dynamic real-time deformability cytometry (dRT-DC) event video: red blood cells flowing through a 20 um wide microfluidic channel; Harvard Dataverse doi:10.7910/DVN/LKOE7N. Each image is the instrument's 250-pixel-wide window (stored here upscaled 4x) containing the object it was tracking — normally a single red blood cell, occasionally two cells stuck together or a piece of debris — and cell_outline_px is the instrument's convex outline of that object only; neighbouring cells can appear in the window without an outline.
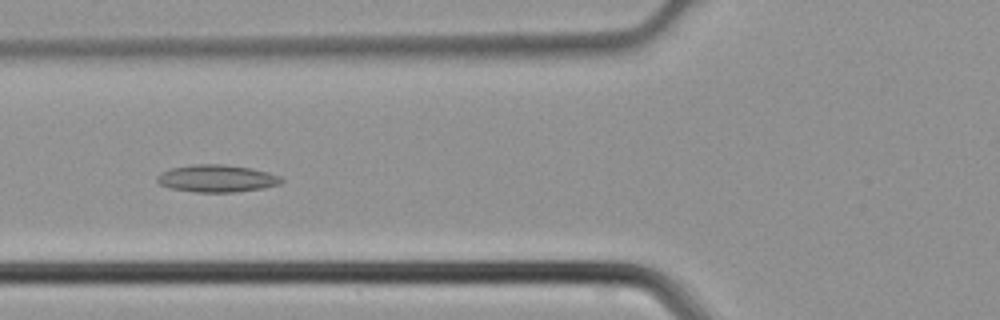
{"species": "common noctule bat (a hibernating species)", "species_latin": "Nyctalus noctula", "temperature_condition": "cold", "stored_images_in_passage": 42, "camera_frame_rate_fps": 3000, "um_per_image_px": 0.085, "animal": {"sex": "male", "body_mass_g": 21.5, "forearm_length_mm": 52.0}, "frame": {"image": 1, "passage_image": 18, "time_ms": 5.667, "image_size_px": [1000, 320], "cell_outline_px": [[284, 180], [280, 184], [264, 188], [236, 192], [196, 192], [172, 188], [160, 184], [156, 180], [156, 176], [160, 172], [172, 168], [192, 164], [220, 164], [248, 168], [280, 176]], "centroid_in_image_um": [18.4, 15.17], "position_along_channel_um": 107.4, "area_um2": 19.59}}
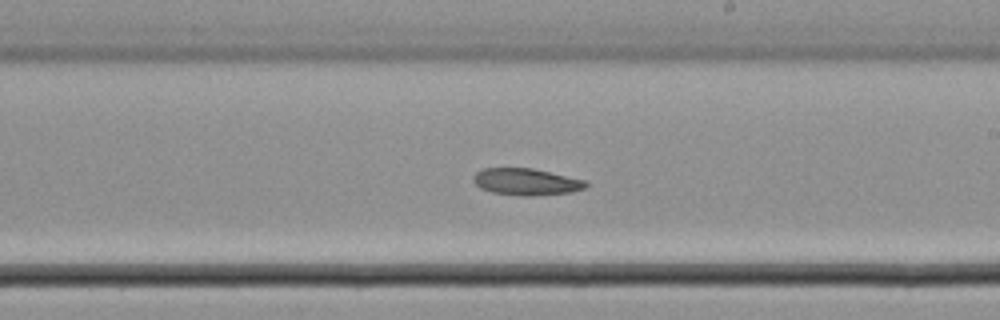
{"frame": {"image": 2, "passage_image": 27, "time_ms": 8.667, "image_size_px": [1000, 320], "cell_outline_px": [[588, 184], [584, 188], [572, 192], [532, 196], [520, 196], [492, 192], [480, 188], [472, 180], [472, 176], [476, 172], [484, 168], [532, 168], [584, 180]], "centroid_in_image_um": [44.69, 15.46], "position_along_channel_um": 244.3, "area_um2": 17.51}}
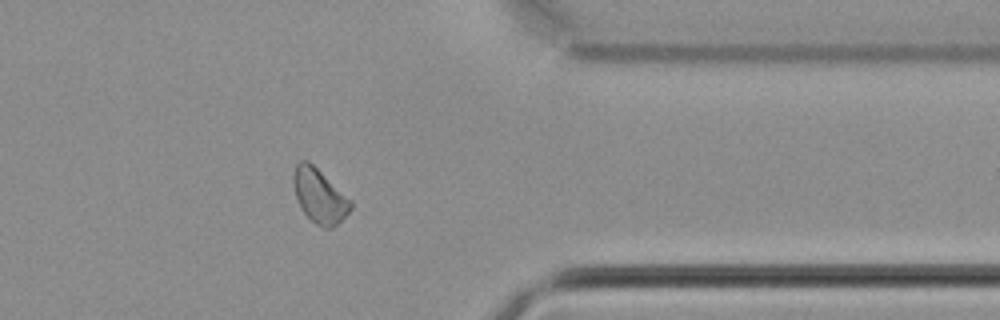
{"frame": {"image": 3, "passage_image": 37, "time_ms": 12.0, "image_size_px": [1000, 320], "cell_outline_px": [[352, 208], [332, 228], [324, 228], [316, 224], [300, 208], [296, 196], [292, 180], [292, 176], [296, 164], [300, 160], [308, 160], [352, 200]], "centroid_in_image_um": [27.14, 16.63], "position_along_channel_um": 384.3, "area_um2": 17.92}}